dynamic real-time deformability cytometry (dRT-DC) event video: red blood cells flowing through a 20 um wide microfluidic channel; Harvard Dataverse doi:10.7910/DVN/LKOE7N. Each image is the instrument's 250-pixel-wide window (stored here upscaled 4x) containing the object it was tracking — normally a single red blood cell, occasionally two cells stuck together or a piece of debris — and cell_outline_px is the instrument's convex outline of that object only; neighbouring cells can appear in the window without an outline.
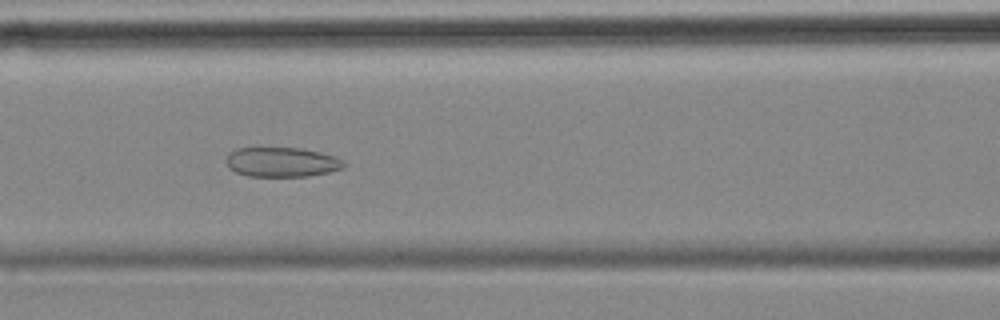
{"species": "common noctule bat (a hibernating species)", "species_latin": "Nyctalus noctula", "temperature_condition": "cold", "stored_images_in_passage": 7, "camera_frame_rate_fps": 3000, "um_per_image_px": 0.085, "animal": {"sex": "female", "body_mass_g": 18.4}, "frame": {"image": 1, "passage_image": 7, "time_ms": 7.0, "image_size_px": [1000, 320], "cell_outline_px": [[348, 164], [344, 168], [328, 172], [308, 176], [248, 176], [236, 172], [228, 168], [224, 160], [228, 152], [236, 148], [300, 148], [320, 152], [336, 156], [344, 160]], "centroid_in_image_um": [23.95, 13.77], "position_along_channel_um": 142.7, "area_um2": 20.63}}